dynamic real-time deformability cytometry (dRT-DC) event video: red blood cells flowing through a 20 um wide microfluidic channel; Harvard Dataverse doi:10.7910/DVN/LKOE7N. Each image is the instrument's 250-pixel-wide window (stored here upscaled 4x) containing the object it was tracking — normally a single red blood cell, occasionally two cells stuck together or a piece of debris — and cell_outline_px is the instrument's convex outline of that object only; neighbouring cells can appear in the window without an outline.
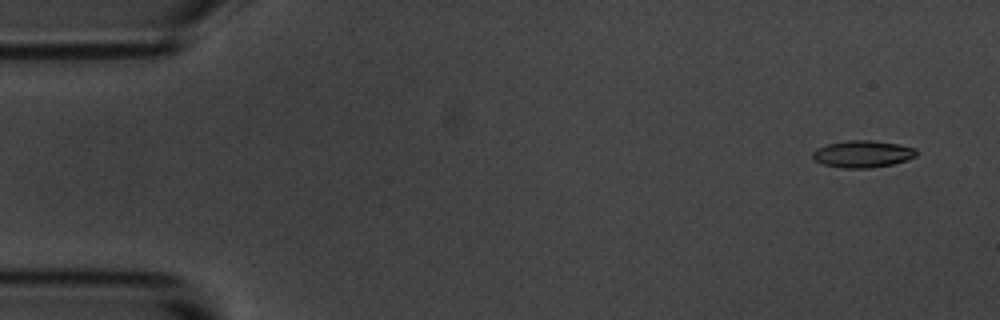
{"species": "common noctule bat (a hibernating species)", "species_latin": "Nyctalus noctula", "temperature_condition": "room temperature", "stored_images_in_passage": 5, "camera_frame_rate_fps": 3000, "um_per_image_px": 0.085, "animal": {"sex": "male", "body_mass_g": 20.1, "forearm_length_mm": 53.5}, "frame": {"image": 1, "passage_image": 1, "time_ms": 0.0, "image_size_px": [1000, 320], "cell_outline_px": [[916, 156], [892, 164], [872, 168], [844, 168], [824, 164], [812, 160], [812, 152], [816, 148], [828, 144], [848, 140], [872, 140], [900, 144], [916, 148]], "centroid_in_image_um": [73.3, 13.08], "position_along_channel_um": 11.7, "area_um2": 16.36}}
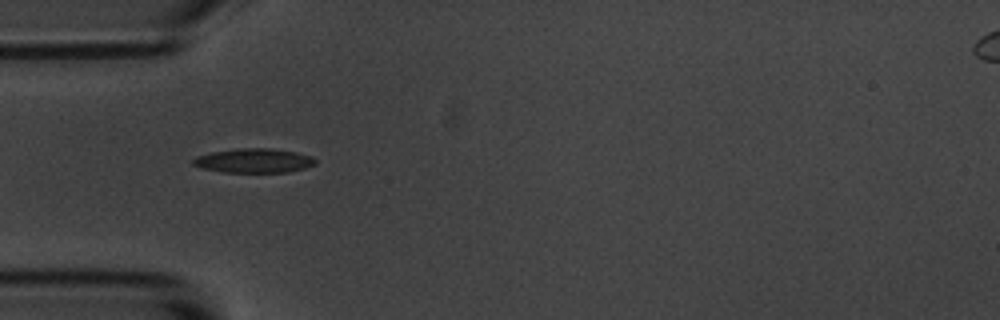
{"frame": {"image": 2, "passage_image": 4, "time_ms": 4.667, "image_size_px": [1000, 320], "cell_outline_px": [[316, 164], [304, 168], [288, 172], [224, 172], [204, 168], [192, 164], [192, 160], [196, 156], [212, 152], [240, 148], [272, 148], [296, 152], [312, 156], [316, 160]], "centroid_in_image_um": [21.61, 13.65], "position_along_channel_um": 63.4, "area_um2": 17.22}}
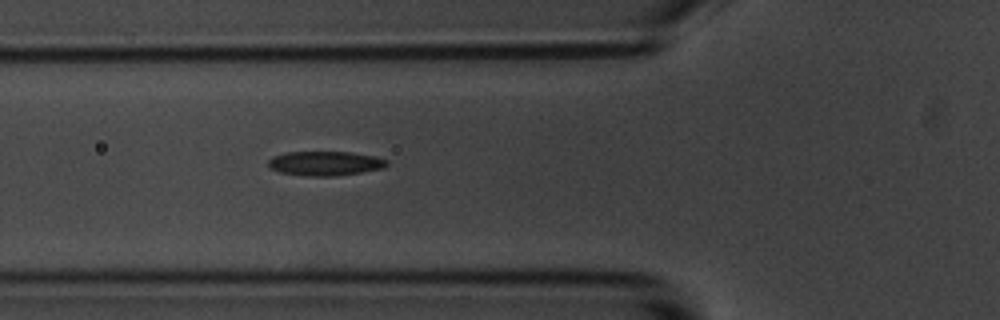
{"frame": {"image": 3, "passage_image": 5, "time_ms": 5.667, "image_size_px": [1000, 320], "cell_outline_px": [[388, 164], [384, 168], [336, 176], [308, 176], [280, 172], [268, 168], [268, 160], [272, 156], [288, 152], [348, 152], [372, 156], [388, 160]], "centroid_in_image_um": [27.6, 13.89], "position_along_channel_um": 98.2, "area_um2": 16.76}}